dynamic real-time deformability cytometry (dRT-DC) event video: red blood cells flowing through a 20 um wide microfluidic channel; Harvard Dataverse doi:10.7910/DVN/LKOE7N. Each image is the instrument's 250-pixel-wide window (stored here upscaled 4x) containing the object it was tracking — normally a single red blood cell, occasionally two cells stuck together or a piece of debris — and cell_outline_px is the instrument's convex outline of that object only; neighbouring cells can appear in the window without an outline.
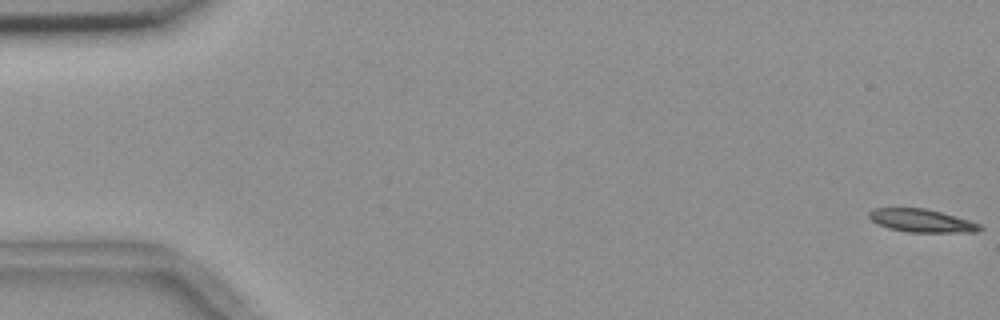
{"species": "common noctule bat (a hibernating species)", "species_latin": "Nyctalus noctula", "temperature_condition": "room temperature", "stored_images_in_passage": 56, "camera_frame_rate_fps": 3000, "um_per_image_px": 0.085, "animal": {"sex": "female", "body_mass_g": 18.4}, "frame": {"image": 1, "passage_image": 1, "time_ms": 0.0, "image_size_px": [1000, 320], "cell_outline_px": [[984, 228], [976, 232], [908, 232], [888, 228], [876, 224], [868, 216], [868, 212], [876, 208], [924, 208], [940, 212], [968, 220], [980, 224]], "centroid_in_image_um": [78.31, 18.76], "position_along_channel_um": 6.7, "area_um2": 14.8}}
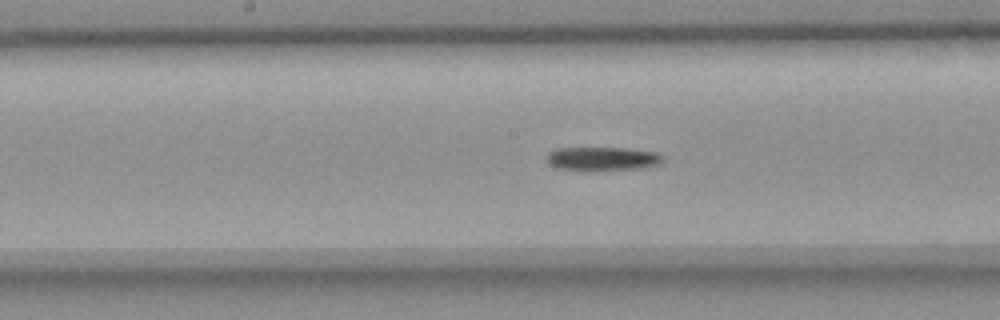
{"frame": {"image": 2, "passage_image": 29, "time_ms": 9.333, "image_size_px": [1000, 320], "cell_outline_px": [[664, 160], [660, 164], [644, 168], [592, 172], [560, 168], [552, 164], [544, 156], [548, 152], [556, 148], [624, 148], [656, 152], [664, 156]], "centroid_in_image_um": [51.24, 13.51], "position_along_channel_um": 197.0, "area_um2": 16.47}}
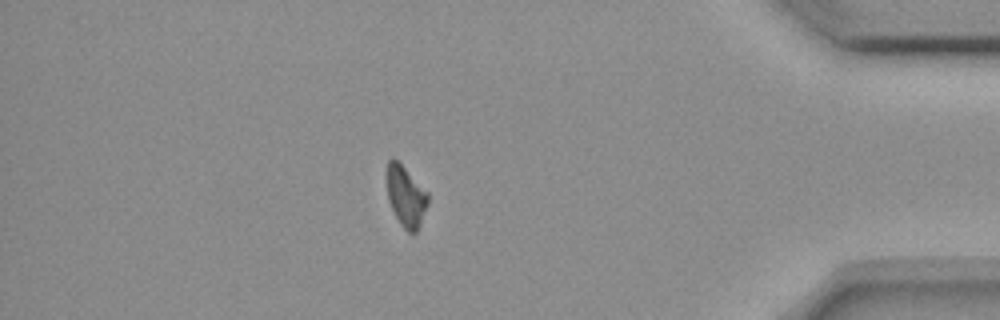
{"frame": {"image": 3, "passage_image": 49, "time_ms": 16.0, "image_size_px": [1000, 320], "cell_outline_px": [[428, 204], [420, 224], [416, 232], [412, 236], [400, 224], [388, 200], [388, 160], [392, 156], [428, 192]], "centroid_in_image_um": [34.52, 16.73], "position_along_channel_um": 400.7, "area_um2": 14.22}, "authors_computed_cell_mechanics": {"area_um2": 15.8661, "velocity_mm_per_s": 3.6557, "shape_relaxation_time_tau1_ms": 6.2148, "shape_relaxation_time_tau2_ms": null, "deformation_change_tau1": 0.1601, "deformation_change_tau2": null}}